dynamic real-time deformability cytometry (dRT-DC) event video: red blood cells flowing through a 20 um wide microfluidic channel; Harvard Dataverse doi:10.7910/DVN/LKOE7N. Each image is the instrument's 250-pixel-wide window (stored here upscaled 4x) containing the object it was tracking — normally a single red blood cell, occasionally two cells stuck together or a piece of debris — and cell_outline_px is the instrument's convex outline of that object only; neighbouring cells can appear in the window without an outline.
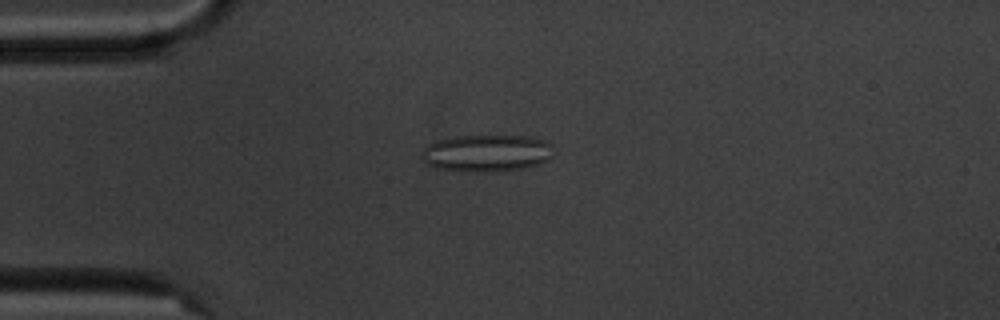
{"species": "common noctule bat (a hibernating species)", "species_latin": "Nyctalus noctula", "temperature_condition": "cold", "stored_images_in_passage": 9, "camera_frame_rate_fps": 3000, "um_per_image_px": 0.085, "animal": {"sex": "male", "body_mass_g": 20.1, "forearm_length_mm": 53.5}, "frame": {"image": 1, "passage_image": 4, "time_ms": 3.333, "image_size_px": [1000, 320], "cell_outline_px": [[552, 160], [540, 164], [520, 168], [436, 168], [428, 164], [420, 156], [424, 148], [428, 144], [436, 140], [456, 136], [528, 136], [544, 140], [552, 144]], "centroid_in_image_um": [41.42, 12.94], "position_along_channel_um": 43.6, "area_um2": 27.17}}
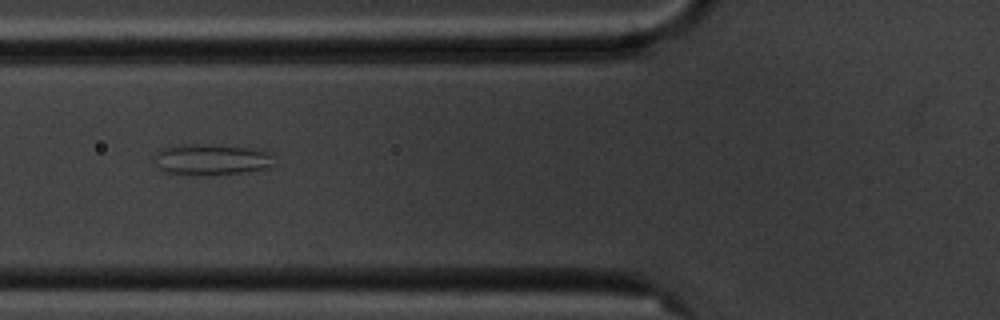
{"frame": {"image": 2, "passage_image": 6, "time_ms": 5.667, "image_size_px": [1000, 320], "cell_outline_px": [[276, 164], [264, 168], [244, 172], [168, 172], [156, 168], [152, 156], [160, 148], [180, 144], [208, 144], [248, 148], [268, 152]], "centroid_in_image_um": [17.89, 13.5], "position_along_channel_um": 107.9, "area_um2": 20.81}}